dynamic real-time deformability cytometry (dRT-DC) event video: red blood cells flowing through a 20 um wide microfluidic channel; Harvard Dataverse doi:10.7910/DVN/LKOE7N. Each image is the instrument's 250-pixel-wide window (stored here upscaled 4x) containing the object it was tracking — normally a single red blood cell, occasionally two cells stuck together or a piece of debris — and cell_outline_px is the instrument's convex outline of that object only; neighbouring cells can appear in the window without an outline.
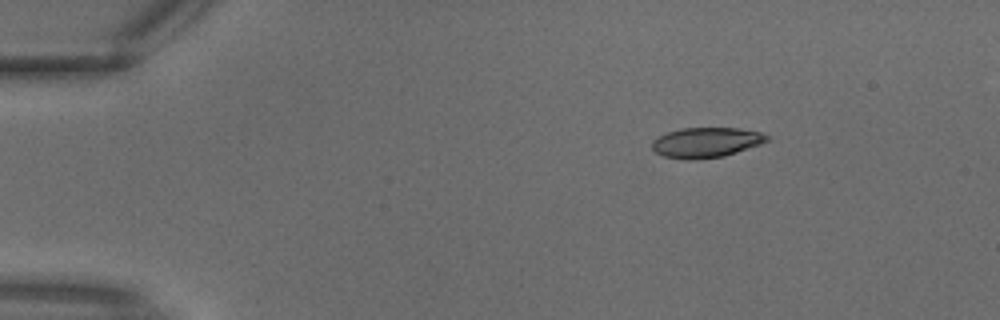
{"species": "common noctule bat (a hibernating species)", "species_latin": "Nyctalus noctula", "temperature_condition": "warm", "stored_images_in_passage": 4, "camera_frame_rate_fps": 3000, "um_per_image_px": 0.085, "animal": {"sex": "male", "body_mass_g": 18.8}, "frame": {"image": 1, "passage_image": 2, "time_ms": 0.333, "image_size_px": [1000, 320], "cell_outline_px": [[768, 140], [760, 144], [724, 156], [692, 160], [688, 160], [664, 156], [656, 152], [652, 148], [652, 140], [668, 132], [680, 128], [736, 128], [760, 132], [768, 136]], "centroid_in_image_um": [60.0, 12.11], "position_along_channel_um": 25.0, "area_um2": 19.94}}